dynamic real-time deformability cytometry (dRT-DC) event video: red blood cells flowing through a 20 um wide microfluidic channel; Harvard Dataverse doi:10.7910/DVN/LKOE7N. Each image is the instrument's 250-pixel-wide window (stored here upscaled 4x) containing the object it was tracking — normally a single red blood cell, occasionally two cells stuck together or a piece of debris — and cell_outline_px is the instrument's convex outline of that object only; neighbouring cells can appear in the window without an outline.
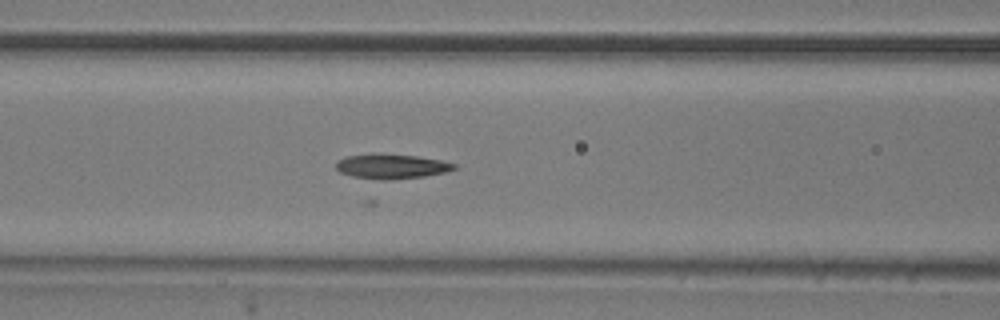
{"species": "common noctule bat (a hibernating species)", "species_latin": "Nyctalus noctula", "temperature_condition": "room temperature", "stored_images_in_passage": 23, "camera_frame_rate_fps": 3000, "um_per_image_px": 0.085, "animal": {"sex": "male", "body_mass_g": 20.5, "forearm_length_mm": 52.5}, "frame": {"image": 1, "passage_image": 8, "time_ms": 2.333, "image_size_px": [1000, 320], "cell_outline_px": [[460, 168], [444, 172], [424, 176], [388, 180], [380, 180], [352, 176], [340, 172], [336, 168], [336, 160], [344, 156], [376, 152], [380, 152], [416, 156], [440, 160], [456, 164]], "centroid_in_image_um": [33.24, 14.11], "position_along_channel_um": 133.4, "area_um2": 17.4}}
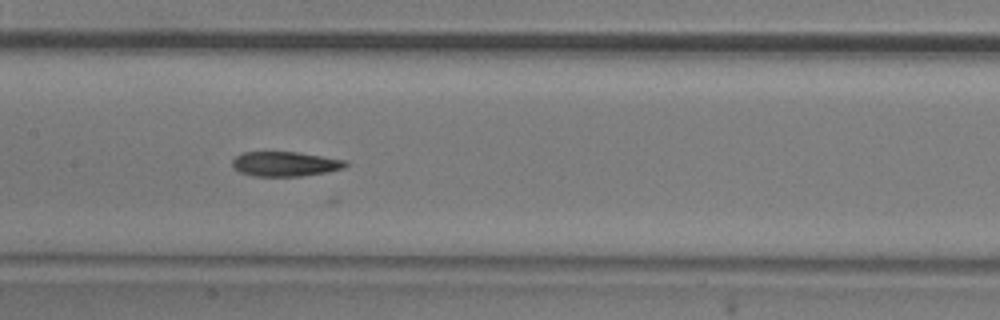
{"frame": {"image": 2, "passage_image": 12, "time_ms": 3.667, "image_size_px": [1000, 320], "cell_outline_px": [[348, 164], [344, 168], [328, 172], [300, 176], [252, 176], [240, 172], [232, 164], [232, 160], [236, 156], [244, 152], [296, 152], [348, 160]], "centroid_in_image_um": [24.27, 13.93], "position_along_channel_um": 183.1, "area_um2": 16.3}}